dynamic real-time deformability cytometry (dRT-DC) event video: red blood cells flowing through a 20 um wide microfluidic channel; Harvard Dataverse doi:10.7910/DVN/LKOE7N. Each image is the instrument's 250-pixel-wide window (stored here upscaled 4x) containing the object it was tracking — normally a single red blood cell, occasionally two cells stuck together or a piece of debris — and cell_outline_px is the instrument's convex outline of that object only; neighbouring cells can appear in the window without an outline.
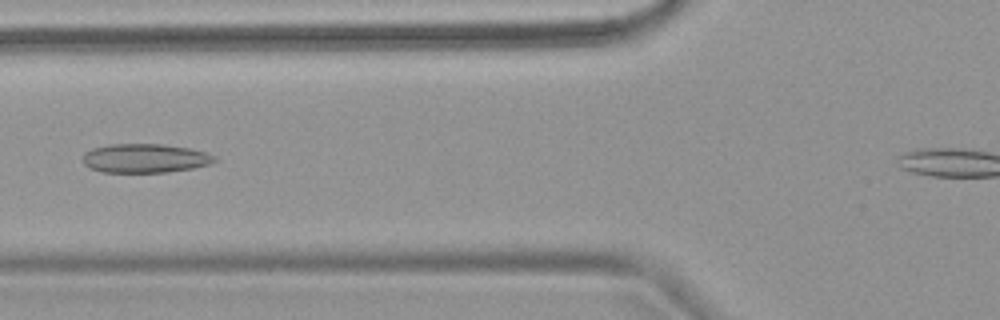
{"species": "common noctule bat (a hibernating species)", "species_latin": "Nyctalus noctula", "temperature_condition": "warm", "stored_images_in_passage": 5, "camera_frame_rate_fps": 3000, "um_per_image_px": 0.085, "animal": {"sex": "female", "body_mass_g": 18.4}, "frame": {"image": 1, "passage_image": 4, "time_ms": 4.667, "image_size_px": [1000, 320], "cell_outline_px": [[216, 160], [208, 164], [192, 168], [168, 172], [100, 172], [88, 168], [84, 164], [84, 152], [92, 148], [108, 144], [160, 144], [188, 148], [208, 152], [216, 156]], "centroid_in_image_um": [12.3, 13.45], "position_along_channel_um": 113.5, "area_um2": 22.31}}
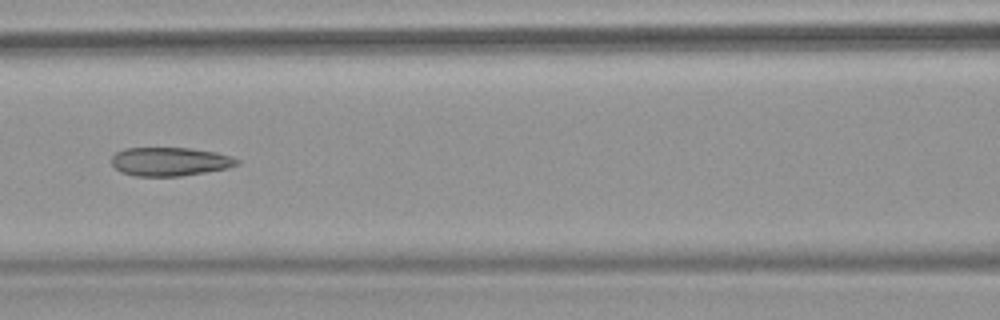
{"frame": {"image": 2, "passage_image": 5, "time_ms": 5.667, "image_size_px": [1000, 320], "cell_outline_px": [[240, 164], [228, 168], [180, 176], [136, 176], [120, 172], [112, 164], [112, 156], [116, 152], [124, 148], [192, 148], [216, 152], [232, 156], [240, 160]], "centroid_in_image_um": [14.46, 13.73], "position_along_channel_um": 152.1, "area_um2": 21.04}}